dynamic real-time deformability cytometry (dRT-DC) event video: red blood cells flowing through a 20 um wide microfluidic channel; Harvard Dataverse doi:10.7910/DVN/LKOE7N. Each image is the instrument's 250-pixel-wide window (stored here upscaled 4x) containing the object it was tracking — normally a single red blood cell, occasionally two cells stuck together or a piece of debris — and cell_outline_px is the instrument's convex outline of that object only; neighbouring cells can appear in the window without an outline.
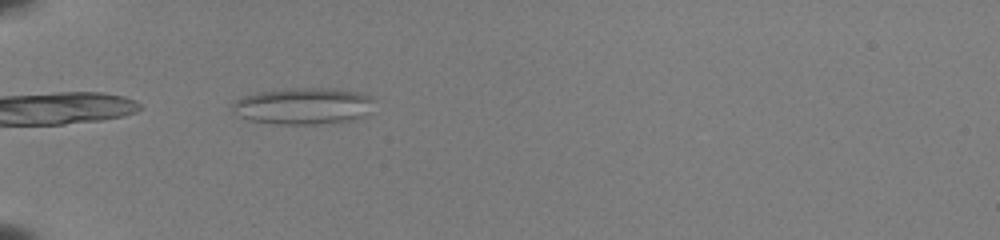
{"species": "common noctule bat (a hibernating species)", "species_latin": "Nyctalus noctula", "temperature_condition": "room temperature", "stored_images_in_passage": 6, "camera_frame_rate_fps": 3000, "um_per_image_px": 0.085, "animal": {"sex": "female", "body_mass_g": 22.0, "forearm_length_mm": 56.7}, "frame": {"image": 1, "passage_image": 2, "time_ms": 0.333, "image_size_px": [1000, 240], "cell_outline_px": [[372, 100], [368, 116], [356, 120], [320, 124], [280, 124], [248, 120], [232, 112], [232, 104], [236, 100], [244, 96], [256, 92], [288, 88], [336, 88], [360, 92], [372, 96]], "centroid_in_image_um": [25.81, 9.01], "position_along_channel_um": 59.2, "area_um2": 30.69}}